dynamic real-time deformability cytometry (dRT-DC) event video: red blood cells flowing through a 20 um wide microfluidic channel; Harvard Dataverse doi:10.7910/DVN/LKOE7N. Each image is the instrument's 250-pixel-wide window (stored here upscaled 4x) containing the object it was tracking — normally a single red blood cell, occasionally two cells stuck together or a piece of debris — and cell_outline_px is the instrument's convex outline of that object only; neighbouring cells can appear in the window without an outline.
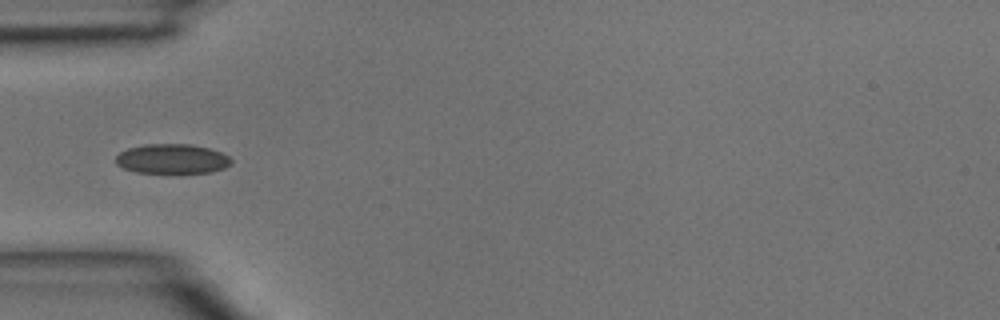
{"species": "common noctule bat (a hibernating species)", "species_latin": "Nyctalus noctula", "temperature_condition": "room temperature", "stored_images_in_passage": 5, "camera_frame_rate_fps": 3000, "um_per_image_px": 0.085, "animal": {"sex": "male", "body_mass_g": 15.6}, "frame": {"image": 1, "passage_image": 4, "time_ms": 1.0, "image_size_px": [1000, 320], "cell_outline_px": [[232, 164], [224, 168], [212, 172], [136, 172], [124, 168], [116, 164], [116, 156], [120, 152], [128, 148], [144, 144], [188, 144], [208, 148], [220, 152], [228, 156], [232, 160]], "centroid_in_image_um": [14.63, 13.49], "position_along_channel_um": 70.4, "area_um2": 19.77}}